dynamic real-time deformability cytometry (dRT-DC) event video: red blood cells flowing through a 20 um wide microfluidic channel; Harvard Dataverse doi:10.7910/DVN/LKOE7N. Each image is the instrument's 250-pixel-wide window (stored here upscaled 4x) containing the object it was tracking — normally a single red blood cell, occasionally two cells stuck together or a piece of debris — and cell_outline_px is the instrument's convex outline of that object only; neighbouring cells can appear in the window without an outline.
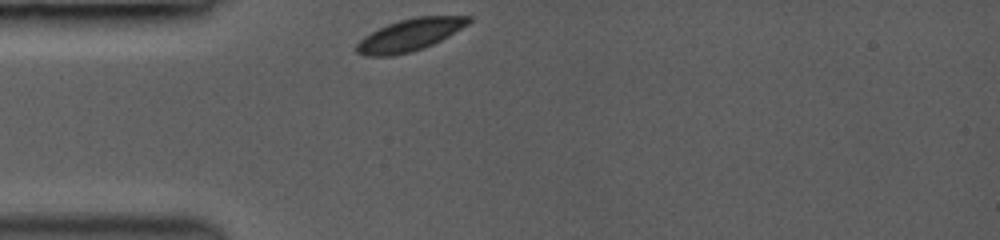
{"species": "common noctule bat (a hibernating species)", "species_latin": "Nyctalus noctula", "temperature_condition": "room temperature", "stored_images_in_passage": 8, "camera_frame_rate_fps": 3000, "um_per_image_px": 0.085, "animal": {"sex": "female", "body_mass_g": 19.0, "forearm_length_mm": 53.3}, "frame": {"image": 1, "passage_image": 1, "time_ms": 0.0, "image_size_px": [1000, 240], "cell_outline_px": [[472, 20], [468, 24], [448, 36], [424, 48], [412, 52], [392, 56], [364, 56], [356, 52], [356, 44], [364, 36], [388, 24], [400, 20], [416, 16], [472, 16]], "centroid_in_image_um": [34.82, 2.98], "position_along_channel_um": 50.2, "area_um2": 20.87}}
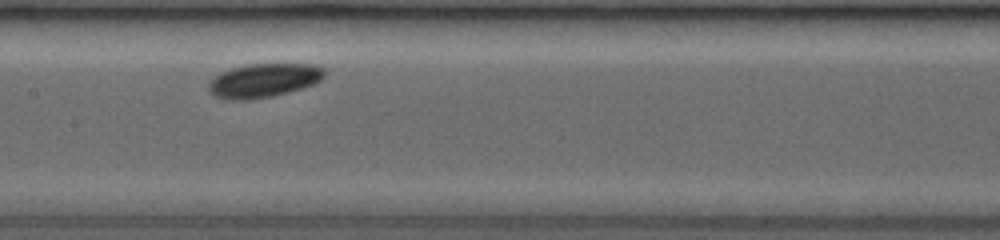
{"frame": {"image": 2, "passage_image": 5, "time_ms": 3.667, "image_size_px": [1000, 240], "cell_outline_px": [[324, 76], [316, 84], [304, 88], [272, 96], [248, 100], [228, 100], [216, 96], [208, 88], [208, 80], [220, 72], [232, 68], [248, 64], [312, 64], [324, 68]], "centroid_in_image_um": [22.41, 6.84], "position_along_channel_um": 185.0, "area_um2": 23.0}}
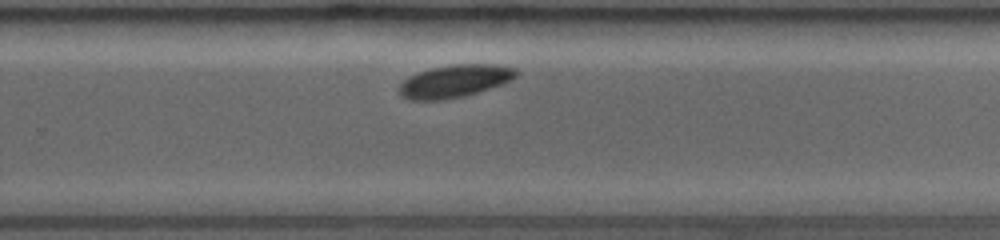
{"frame": {"image": 3, "passage_image": 8, "time_ms": 6.333, "image_size_px": [1000, 240], "cell_outline_px": [[520, 72], [512, 80], [464, 96], [444, 100], [408, 100], [400, 96], [400, 84], [404, 80], [428, 68], [448, 64], [496, 64], [516, 68]], "centroid_in_image_um": [38.66, 6.88], "position_along_channel_um": 291.1, "area_um2": 22.25}}